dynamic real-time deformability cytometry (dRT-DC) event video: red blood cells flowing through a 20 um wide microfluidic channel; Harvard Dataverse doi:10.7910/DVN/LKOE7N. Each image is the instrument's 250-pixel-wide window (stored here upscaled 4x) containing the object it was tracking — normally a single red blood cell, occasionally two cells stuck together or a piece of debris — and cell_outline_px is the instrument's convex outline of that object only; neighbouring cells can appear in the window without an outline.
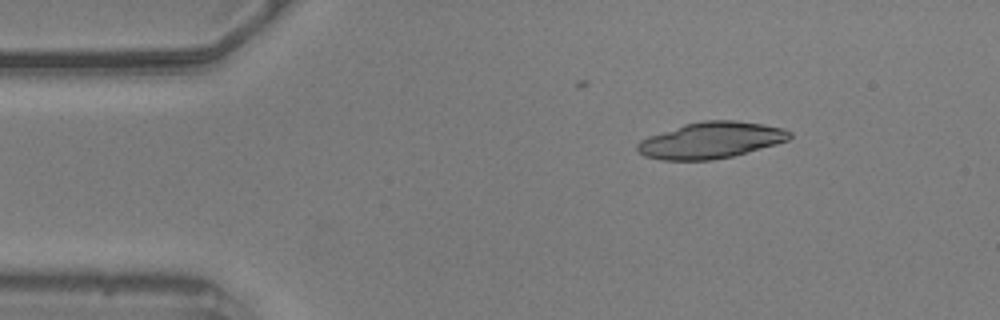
{"species": "common noctule bat (a hibernating species)", "species_latin": "Nyctalus noctula", "temperature_condition": "warm", "stored_images_in_passage": 48, "camera_frame_rate_fps": 3000, "um_per_image_px": 0.085, "animal": {"sex": "male", "body_mass_g": 20.5, "forearm_length_mm": 52.5}, "frame": {"image": 1, "passage_image": 1, "time_ms": 0.0, "image_size_px": [1000, 320], "cell_outline_px": [[792, 136], [788, 140], [776, 144], [732, 156], [712, 160], [660, 160], [644, 156], [636, 152], [636, 144], [640, 140], [648, 136], [684, 124], [704, 120], [736, 120], [764, 124], [784, 128], [792, 132]], "centroid_in_image_um": [60.41, 11.92], "position_along_channel_um": 24.6, "area_um2": 32.43}}